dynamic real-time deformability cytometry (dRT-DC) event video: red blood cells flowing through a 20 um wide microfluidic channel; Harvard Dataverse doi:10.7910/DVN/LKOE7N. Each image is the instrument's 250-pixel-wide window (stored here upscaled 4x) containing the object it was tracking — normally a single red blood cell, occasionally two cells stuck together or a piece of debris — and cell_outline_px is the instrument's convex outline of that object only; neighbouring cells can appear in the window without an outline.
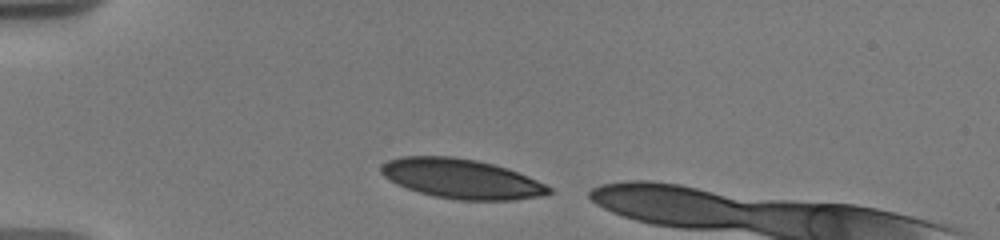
{"species": "human", "species_latin": "Homo sapiens", "temperature_condition": "warm", "stored_images_in_passage": 7, "camera_frame_rate_fps": 3000, "um_per_image_px": 0.085, "donor": {"sex": "male"}, "frame": {"image": 1, "passage_image": 1, "time_ms": 0.0, "image_size_px": [1000, 240], "cell_outline_px": [[552, 192], [544, 196], [512, 200], [460, 200], [436, 196], [420, 192], [396, 184], [384, 176], [380, 172], [380, 164], [388, 160], [400, 156], [452, 156], [476, 160], [508, 168], [528, 176], [552, 188]], "centroid_in_image_um": [39.22, 15.18], "position_along_channel_um": 45.8, "area_um2": 38.73}}
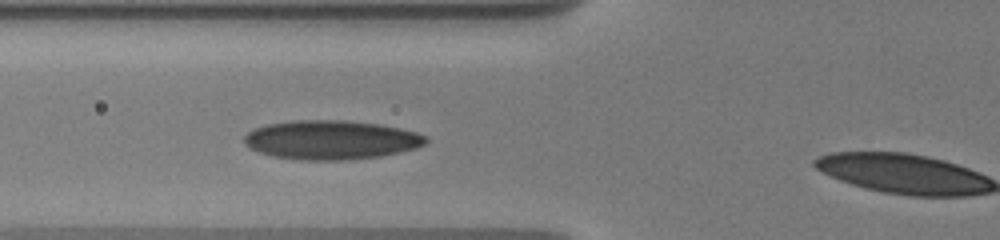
{"frame": {"image": 2, "passage_image": 6, "time_ms": 2.333, "image_size_px": [1000, 240], "cell_outline_px": [[428, 140], [424, 144], [416, 148], [380, 156], [340, 160], [300, 160], [276, 156], [260, 152], [244, 144], [244, 136], [252, 128], [264, 124], [292, 120], [344, 120], [380, 124], [400, 128], [416, 132], [428, 136]], "centroid_in_image_um": [28.13, 11.87], "position_along_channel_um": 97.7, "area_um2": 41.38}}